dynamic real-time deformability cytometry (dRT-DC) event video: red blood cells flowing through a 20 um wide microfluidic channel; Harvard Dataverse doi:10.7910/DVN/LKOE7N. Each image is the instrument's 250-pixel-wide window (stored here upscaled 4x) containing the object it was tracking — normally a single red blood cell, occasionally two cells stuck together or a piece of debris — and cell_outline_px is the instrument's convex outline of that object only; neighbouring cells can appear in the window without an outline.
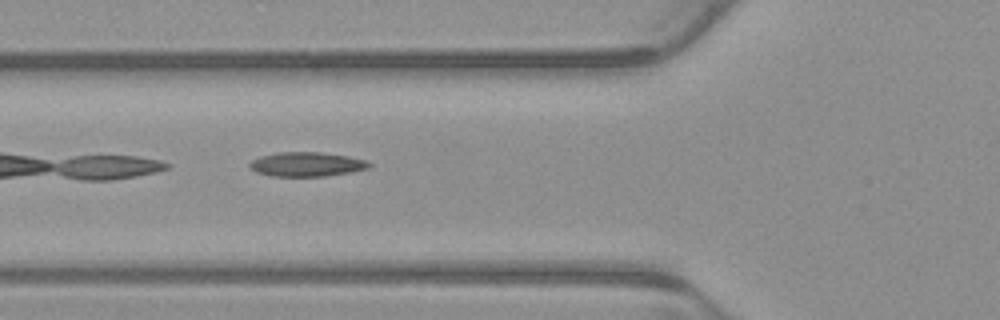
{"species": "common noctule bat (a hibernating species)", "species_latin": "Nyctalus noctula", "temperature_condition": "warm", "stored_images_in_passage": 5, "camera_frame_rate_fps": 3000, "um_per_image_px": 0.085, "animal": {"sex": "male", "body_mass_g": 23.1, "forearm_length_mm": 52.7}, "frame": {"image": 1, "passage_image": 5, "time_ms": 1.333, "image_size_px": [1000, 320], "cell_outline_px": [[372, 164], [368, 168], [352, 172], [324, 176], [272, 176], [256, 172], [248, 164], [252, 160], [260, 156], [276, 152], [320, 152], [348, 156], [368, 160]], "centroid_in_image_um": [26.09, 13.96], "position_along_channel_um": 99.7, "area_um2": 16.99}}